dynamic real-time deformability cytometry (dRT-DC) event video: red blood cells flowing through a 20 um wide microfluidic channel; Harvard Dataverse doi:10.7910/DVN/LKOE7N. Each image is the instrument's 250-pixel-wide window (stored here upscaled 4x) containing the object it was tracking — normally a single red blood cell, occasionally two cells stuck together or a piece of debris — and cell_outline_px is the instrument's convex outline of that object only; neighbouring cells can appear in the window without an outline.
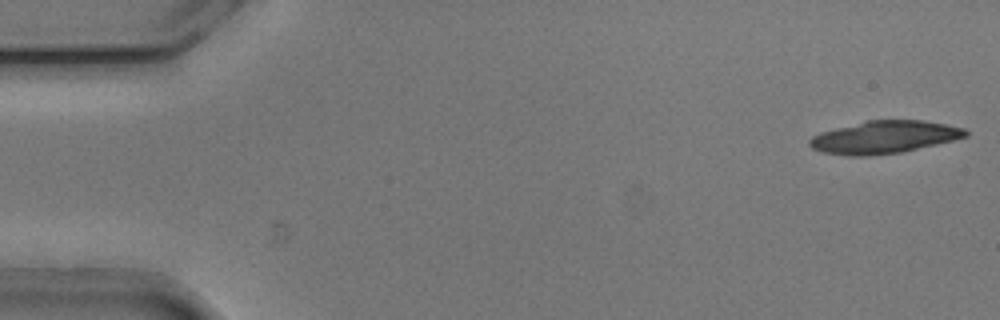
{"species": "common noctule bat (a hibernating species)", "species_latin": "Nyctalus noctula", "temperature_condition": "cold", "stored_images_in_passage": 25, "camera_frame_rate_fps": 3000, "um_per_image_px": 0.085, "animal": {"sex": "male", "body_mass_g": 20.5, "forearm_length_mm": 52.5}, "frame": {"image": 1, "passage_image": 1, "time_ms": 0.0, "image_size_px": [1000, 320], "cell_outline_px": [[968, 136], [936, 144], [900, 152], [868, 156], [848, 156], [824, 152], [812, 148], [808, 144], [808, 140], [812, 136], [820, 132], [868, 120], [924, 120], [964, 128], [968, 132]], "centroid_in_image_um": [75.13, 11.66], "position_along_channel_um": 9.9, "area_um2": 29.36}}
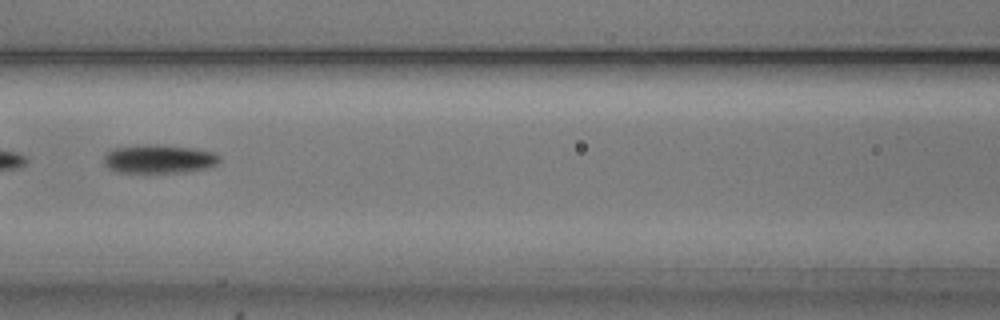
{"frame": {"image": 2, "passage_image": 23, "time_ms": 7.333, "image_size_px": [1000, 320], "cell_outline_px": [[220, 160], [216, 164], [208, 168], [188, 172], [112, 172], [104, 164], [104, 156], [112, 148], [148, 144], [196, 148], [212, 152], [220, 156]], "centroid_in_image_um": [13.5, 13.52], "position_along_channel_um": 153.1, "area_um2": 19.36}}